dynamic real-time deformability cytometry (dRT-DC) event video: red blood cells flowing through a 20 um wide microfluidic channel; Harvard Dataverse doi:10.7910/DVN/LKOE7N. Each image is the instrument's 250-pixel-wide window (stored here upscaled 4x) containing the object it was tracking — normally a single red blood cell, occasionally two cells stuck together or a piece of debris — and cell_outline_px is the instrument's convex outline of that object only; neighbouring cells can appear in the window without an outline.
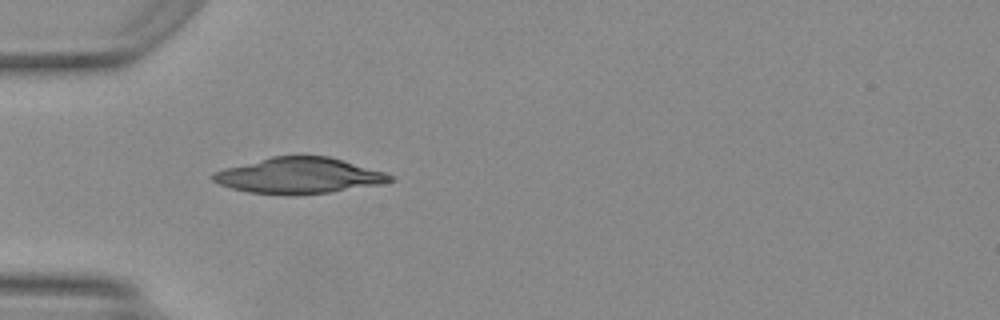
{"species": "Egyptian fruit bat (a non-hibernating species)", "species_latin": "Rousettus aegyptiacus", "temperature_condition": "warm", "stored_images_in_passage": 19, "camera_frame_rate_fps": 3000, "um_per_image_px": 0.085, "animal": {"sex": "female"}, "frame": {"image": 1, "passage_image": 1, "time_ms": 0.0, "image_size_px": [1000, 320], "cell_outline_px": [[396, 180], [380, 184], [328, 192], [248, 192], [232, 188], [220, 184], [212, 180], [208, 176], [212, 172], [224, 168], [272, 156], [328, 156], [388, 172], [396, 176]], "centroid_in_image_um": [25.45, 14.88], "position_along_channel_um": 59.5, "area_um2": 36.18}}
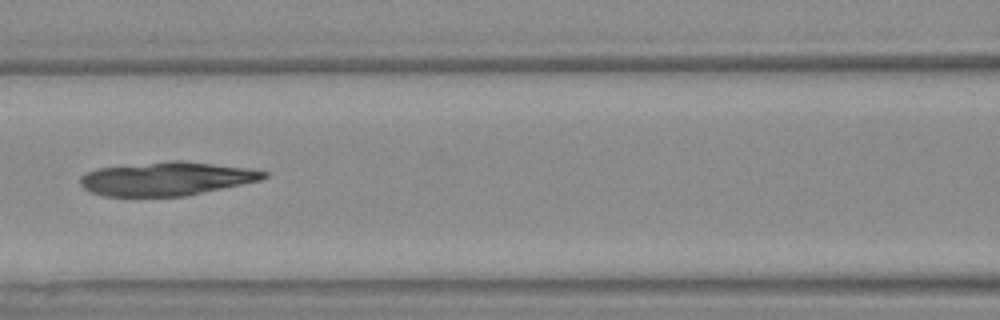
{"frame": {"image": 2, "passage_image": 8, "time_ms": 2.333, "image_size_px": [1000, 320], "cell_outline_px": [[268, 176], [260, 180], [184, 196], [104, 196], [92, 192], [84, 188], [80, 184], [80, 176], [96, 168], [168, 160], [180, 160], [248, 168], [268, 172]], "centroid_in_image_um": [14.12, 15.18], "position_along_channel_um": 152.5, "area_um2": 35.78}}
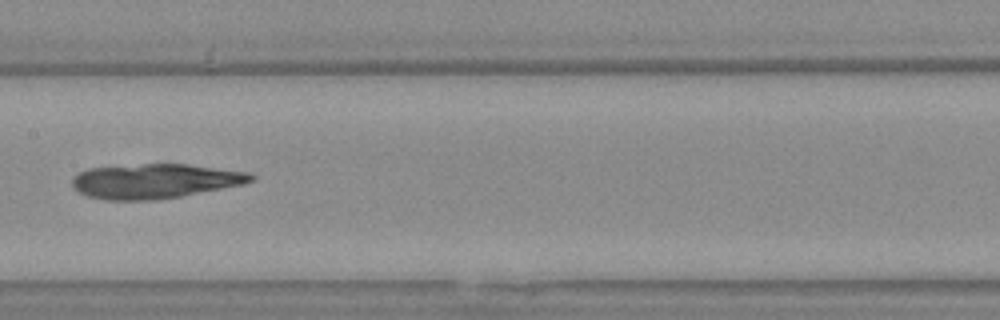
{"frame": {"image": 3, "passage_image": 11, "time_ms": 3.333, "image_size_px": [1000, 320], "cell_outline_px": [[256, 176], [252, 180], [244, 184], [180, 196], [156, 200], [104, 200], [88, 196], [72, 188], [72, 176], [88, 168], [144, 164], [188, 164], [248, 172]], "centroid_in_image_um": [13.14, 15.39], "position_along_channel_um": 194.3, "area_um2": 36.01}}